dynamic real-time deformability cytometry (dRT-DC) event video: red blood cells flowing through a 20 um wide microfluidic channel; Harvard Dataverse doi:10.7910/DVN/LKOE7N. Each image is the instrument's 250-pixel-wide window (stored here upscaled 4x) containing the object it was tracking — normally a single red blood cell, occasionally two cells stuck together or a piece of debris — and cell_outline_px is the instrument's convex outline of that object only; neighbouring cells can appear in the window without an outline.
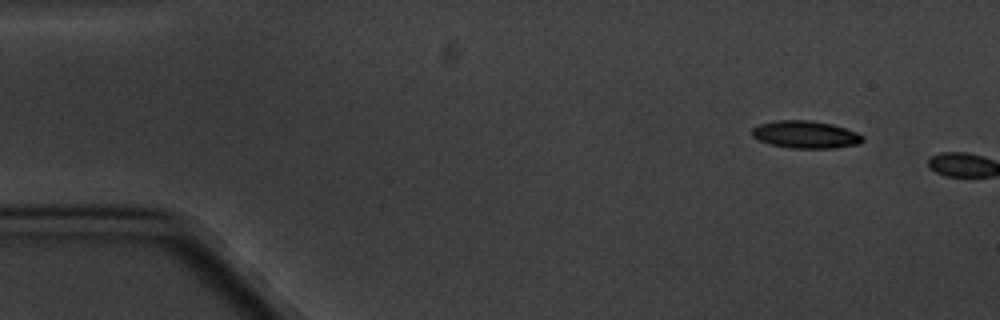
{"species": "common noctule bat (a hibernating species)", "species_latin": "Nyctalus noctula", "temperature_condition": "cold", "stored_images_in_passage": 2, "camera_frame_rate_fps": 3000, "um_per_image_px": 0.085, "animal": {"sex": "male", "body_mass_g": 20.1, "forearm_length_mm": 53.5}, "frame": {"image": 1, "passage_image": 1, "time_ms": 0.0, "image_size_px": [1000, 320], "cell_outline_px": [[864, 140], [860, 144], [832, 148], [792, 148], [772, 144], [760, 140], [752, 136], [752, 128], [760, 124], [776, 120], [808, 120], [832, 124], [856, 132], [864, 136]], "centroid_in_image_um": [68.5, 11.43], "position_along_channel_um": 16.5, "area_um2": 17.57}}